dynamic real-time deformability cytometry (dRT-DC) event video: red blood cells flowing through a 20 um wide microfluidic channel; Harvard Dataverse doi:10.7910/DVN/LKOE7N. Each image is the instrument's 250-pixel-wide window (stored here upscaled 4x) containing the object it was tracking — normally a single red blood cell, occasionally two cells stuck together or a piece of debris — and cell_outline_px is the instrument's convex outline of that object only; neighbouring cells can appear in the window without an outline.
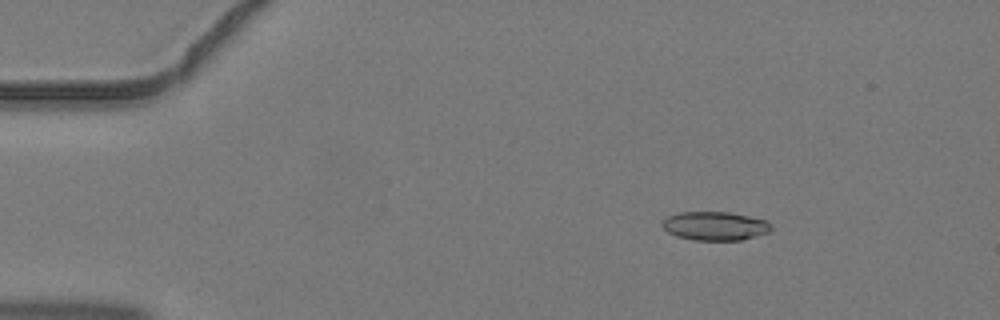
{"species": "common noctule bat (a hibernating species)", "species_latin": "Nyctalus noctula", "temperature_condition": "warm", "stored_images_in_passage": 3, "camera_frame_rate_fps": 3000, "um_per_image_px": 0.085, "animal": {"sex": "male", "body_mass_g": 19.2, "forearm_length_mm": 51.8}, "frame": {"image": 1, "passage_image": 2, "time_ms": 0.333, "image_size_px": [1000, 320], "cell_outline_px": [[772, 228], [768, 232], [756, 236], [740, 240], [692, 240], [676, 236], [668, 232], [660, 224], [668, 216], [680, 212], [728, 212], [748, 216], [764, 220], [772, 224]], "centroid_in_image_um": [60.76, 19.21], "position_along_channel_um": 24.2, "area_um2": 18.15}}